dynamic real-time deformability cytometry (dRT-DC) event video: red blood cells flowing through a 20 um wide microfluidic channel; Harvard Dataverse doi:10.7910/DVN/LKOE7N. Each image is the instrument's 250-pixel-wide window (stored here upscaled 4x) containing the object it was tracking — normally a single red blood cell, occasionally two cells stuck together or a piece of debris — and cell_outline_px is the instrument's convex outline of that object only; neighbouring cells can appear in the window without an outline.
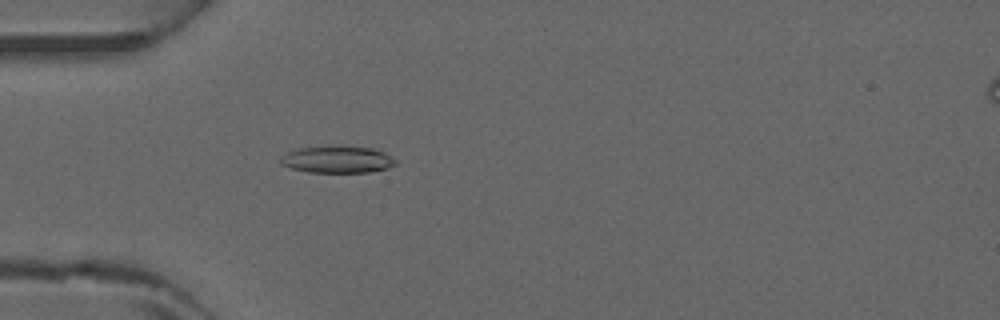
{"species": "common noctule bat (a hibernating species)", "species_latin": "Nyctalus noctula", "temperature_condition": "warm", "stored_images_in_passage": 5, "camera_frame_rate_fps": 3000, "um_per_image_px": 0.085, "animal": {"sex": "male", "forearm_length_mm": 52.5}, "frame": {"image": 1, "passage_image": 5, "time_ms": 1.333, "image_size_px": [1000, 320], "cell_outline_px": [[396, 164], [388, 168], [368, 172], [308, 172], [292, 168], [280, 164], [280, 160], [288, 152], [300, 148], [372, 148], [384, 152], [392, 156], [396, 160]], "centroid_in_image_um": [28.72, 13.6], "position_along_channel_um": 56.3, "area_um2": 17.28}}